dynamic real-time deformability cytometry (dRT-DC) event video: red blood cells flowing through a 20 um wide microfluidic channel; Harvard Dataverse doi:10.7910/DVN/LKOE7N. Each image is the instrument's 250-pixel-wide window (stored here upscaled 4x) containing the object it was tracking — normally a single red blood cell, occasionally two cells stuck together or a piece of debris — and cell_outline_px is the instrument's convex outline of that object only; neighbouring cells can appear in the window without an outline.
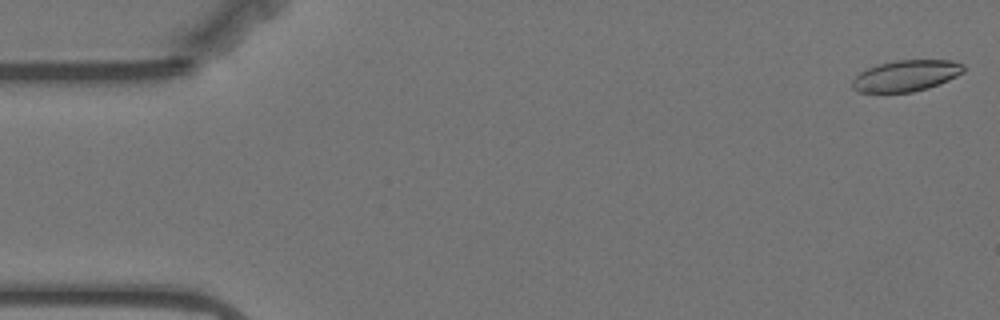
{"species": "Egyptian fruit bat (a non-hibernating species)", "species_latin": "Rousettus aegyptiacus", "temperature_condition": "warm", "stored_images_in_passage": 57, "camera_frame_rate_fps": 3000, "um_per_image_px": 0.085, "animal": {"sex": "female"}, "frame": {"image": 1, "passage_image": 1, "time_ms": 0.0, "image_size_px": [1000, 320], "cell_outline_px": [[964, 72], [948, 80], [928, 88], [912, 92], [860, 92], [852, 88], [852, 80], [860, 72], [876, 64], [896, 60], [952, 60], [964, 64]], "centroid_in_image_um": [77.02, 6.43], "position_along_channel_um": 8.0, "area_um2": 20.23}}
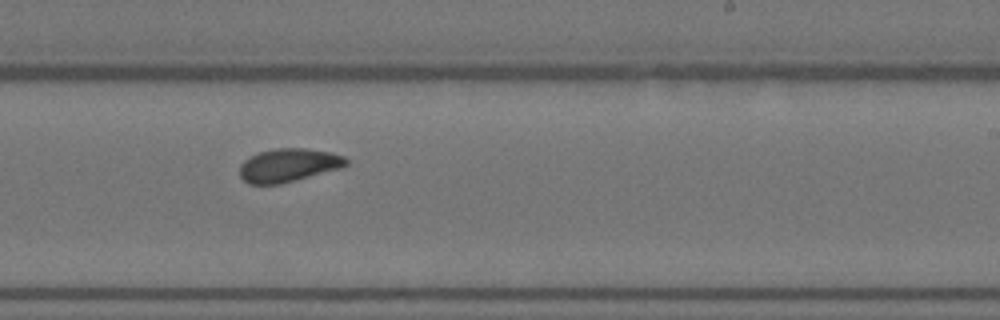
{"frame": {"image": 2, "passage_image": 34, "time_ms": 11.0, "image_size_px": [1000, 320], "cell_outline_px": [[348, 164], [344, 168], [280, 184], [248, 184], [240, 176], [240, 164], [244, 160], [260, 152], [276, 148], [304, 148], [332, 152], [344, 156], [348, 160]], "centroid_in_image_um": [24.57, 14.05], "position_along_channel_um": 264.4, "area_um2": 20.87}}
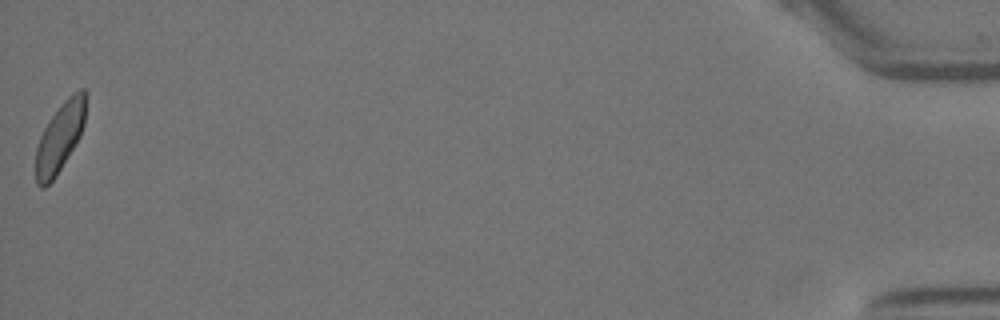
{"frame": {"image": 3, "passage_image": 57, "time_ms": 18.667, "image_size_px": [1000, 320], "cell_outline_px": [[88, 92], [84, 124], [80, 136], [56, 176], [44, 188], [40, 188], [36, 184], [36, 148], [40, 136], [48, 120], [64, 100], [68, 96], [80, 88], [84, 88]], "centroid_in_image_um": [5.11, 11.62], "position_along_channel_um": 430.1, "area_um2": 20.35}, "authors_computed_cell_mechanics": {"area_um2": 20.6924, "velocity_mm_per_s": 3.5019, "shape_relaxation_time_tau1_ms": 5.1522, "shape_relaxation_time_tau2_ms": 4.3651, "deformation_change_tau1": 0.1285, "deformation_change_tau2": 0.0919}}